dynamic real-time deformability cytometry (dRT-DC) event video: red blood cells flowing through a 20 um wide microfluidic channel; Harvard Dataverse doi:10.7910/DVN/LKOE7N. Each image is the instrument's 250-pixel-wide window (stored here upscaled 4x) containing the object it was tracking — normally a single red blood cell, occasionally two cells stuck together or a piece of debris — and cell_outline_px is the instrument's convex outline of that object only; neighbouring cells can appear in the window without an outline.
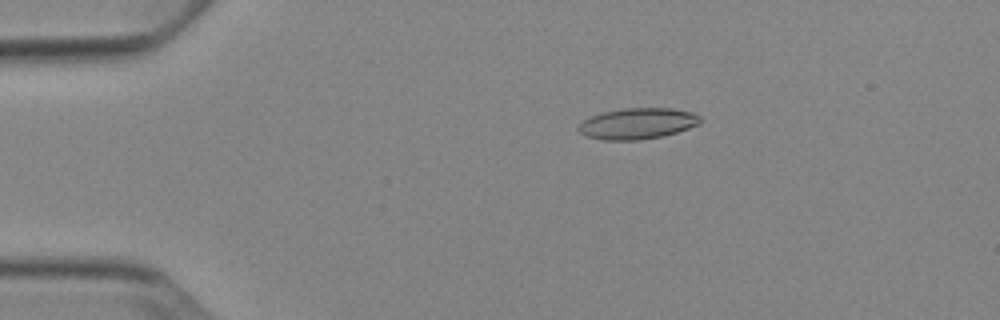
{"species": "Egyptian fruit bat (a non-hibernating species)", "species_latin": "Rousettus aegyptiacus", "temperature_condition": "cold", "stored_images_in_passage": 52, "camera_frame_rate_fps": 3000, "um_per_image_px": 0.085, "animal": {"sex": "female"}, "frame": {"image": 1, "passage_image": 10, "time_ms": 3.0, "image_size_px": [1000, 320], "cell_outline_px": [[700, 124], [664, 136], [636, 140], [604, 140], [584, 136], [576, 128], [584, 120], [592, 116], [604, 112], [624, 108], [672, 108], [692, 112], [700, 116]], "centroid_in_image_um": [54.18, 10.5], "position_along_channel_um": 30.8, "area_um2": 21.96}}
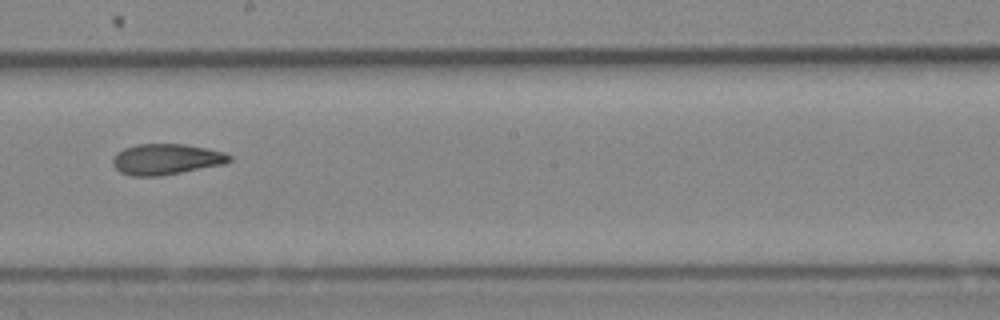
{"frame": {"image": 2, "passage_image": 30, "time_ms": 9.667, "image_size_px": [1000, 320], "cell_outline_px": [[232, 160], [224, 164], [160, 176], [132, 176], [120, 172], [112, 164], [112, 160], [116, 152], [124, 148], [136, 144], [184, 144], [224, 152], [232, 156]], "centroid_in_image_um": [14.1, 13.53], "position_along_channel_um": 234.1, "area_um2": 20.92}}
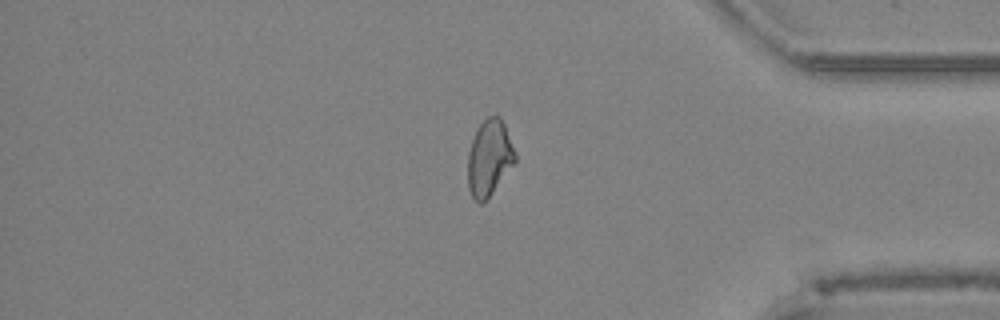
{"frame": {"image": 3, "passage_image": 44, "time_ms": 14.333, "image_size_px": [1000, 320], "cell_outline_px": [[516, 160], [492, 192], [480, 204], [472, 196], [468, 188], [468, 152], [472, 140], [480, 124], [488, 116], [500, 116], [504, 124], [516, 152]], "centroid_in_image_um": [41.58, 13.39], "position_along_channel_um": 393.6, "area_um2": 20.52}, "authors_computed_cell_mechanics": {"area_um2": 21.2993, "velocity_mm_per_s": 3.8924, "shape_relaxation_time_tau1_ms": null, "shape_relaxation_time_tau2_ms": 3.7928, "deformation_change_tau1": null, "deformation_change_tau2": 0.1085}}